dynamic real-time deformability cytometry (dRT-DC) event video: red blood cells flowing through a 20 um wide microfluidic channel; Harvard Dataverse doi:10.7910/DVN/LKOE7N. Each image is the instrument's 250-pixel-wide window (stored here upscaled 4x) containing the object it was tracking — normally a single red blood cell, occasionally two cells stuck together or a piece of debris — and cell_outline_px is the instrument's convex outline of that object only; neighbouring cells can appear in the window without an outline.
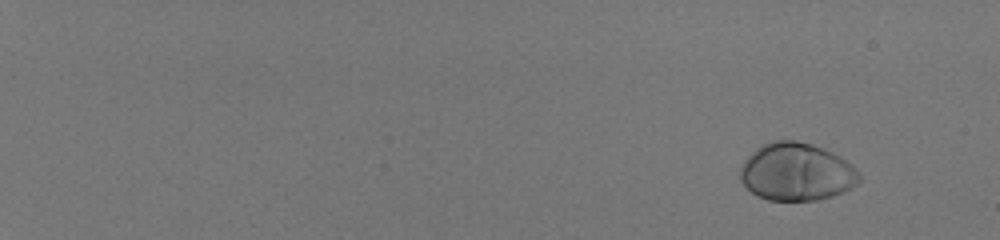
{"species": "human", "species_latin": "Homo sapiens", "temperature_condition": "room temperature", "stored_images_in_passage": 53, "camera_frame_rate_fps": 3000, "um_per_image_px": 0.085, "donor": {"sex": "male"}, "frame": {"image": 1, "passage_image": 1, "time_ms": 0.0, "image_size_px": [1000, 240], "cell_outline_px": [[860, 180], [856, 184], [844, 192], [832, 196], [816, 200], [768, 200], [752, 192], [744, 184], [740, 176], [740, 168], [744, 160], [756, 148], [772, 140], [796, 140], [812, 144], [832, 152], [840, 156], [852, 164], [860, 176]], "centroid_in_image_um": [67.71, 14.6], "position_along_channel_um": 17.3, "area_um2": 39.94}}
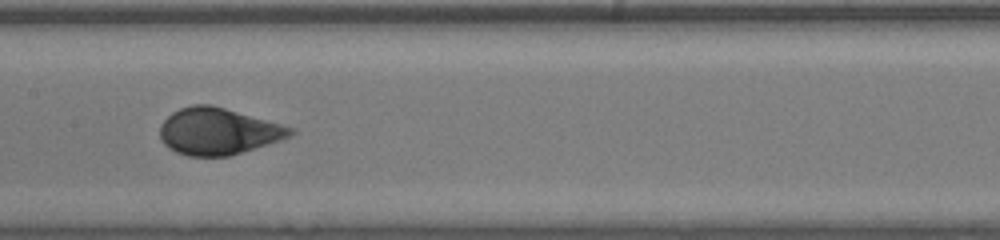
{"frame": {"image": 2, "passage_image": 31, "time_ms": 10.0, "image_size_px": [1000, 240], "cell_outline_px": [[296, 132], [292, 136], [280, 140], [228, 156], [188, 156], [176, 152], [168, 148], [160, 140], [160, 124], [172, 112], [180, 108], [192, 104], [212, 104], [280, 124], [292, 128]], "centroid_in_image_um": [18.5, 11.16], "position_along_channel_um": 188.9, "area_um2": 35.37}}
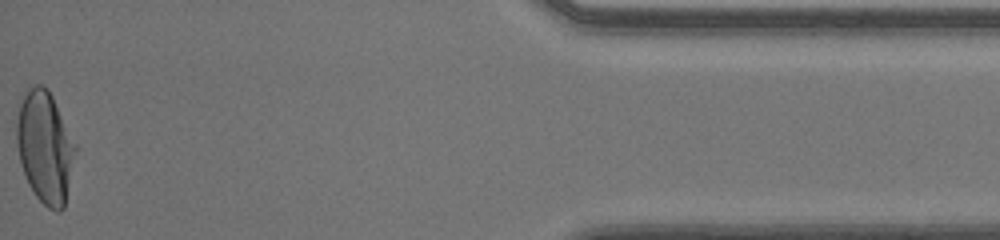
{"frame": {"image": 3, "passage_image": 53, "time_ms": 17.333, "image_size_px": [1000, 240], "cell_outline_px": [[76, 152], [64, 208], [60, 212], [56, 212], [48, 208], [36, 196], [28, 184], [20, 164], [16, 144], [16, 120], [20, 104], [24, 92], [28, 88], [36, 84], [40, 84], [48, 88], [76, 144]], "centroid_in_image_um": [3.81, 12.5], "position_along_channel_um": 431.4, "area_um2": 38.44}, "authors_computed_cell_mechanics": {"area_um2": 36.6452, "velocity_mm_per_s": 4.0546, "shape_relaxation_time_tau1_ms": 3.47, "shape_relaxation_time_tau2_ms": null, "deformation_change_tau1": 0.1754, "deformation_change_tau2": null}}